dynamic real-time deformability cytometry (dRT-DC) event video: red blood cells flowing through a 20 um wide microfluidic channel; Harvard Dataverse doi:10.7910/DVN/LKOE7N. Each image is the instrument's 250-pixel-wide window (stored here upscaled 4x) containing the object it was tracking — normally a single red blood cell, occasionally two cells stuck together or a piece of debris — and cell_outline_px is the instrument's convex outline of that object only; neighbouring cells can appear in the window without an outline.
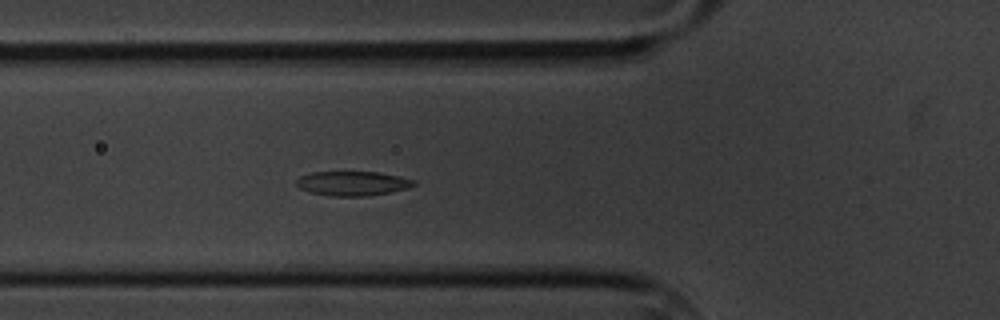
{"species": "common noctule bat (a hibernating species)", "species_latin": "Nyctalus noctula", "temperature_condition": "cold", "stored_images_in_passage": 6, "camera_frame_rate_fps": 3000, "um_per_image_px": 0.085, "animal": {"sex": "male", "body_mass_g": 20.1, "forearm_length_mm": 53.5}, "frame": {"image": 1, "passage_image": 6, "time_ms": 5.667, "image_size_px": [1000, 320], "cell_outline_px": [[416, 184], [408, 188], [388, 192], [364, 196], [332, 196], [312, 192], [300, 188], [296, 184], [296, 180], [300, 176], [312, 172], [376, 172], [400, 176], [416, 180]], "centroid_in_image_um": [29.98, 15.58], "position_along_channel_um": 95.8, "area_um2": 16.53}}